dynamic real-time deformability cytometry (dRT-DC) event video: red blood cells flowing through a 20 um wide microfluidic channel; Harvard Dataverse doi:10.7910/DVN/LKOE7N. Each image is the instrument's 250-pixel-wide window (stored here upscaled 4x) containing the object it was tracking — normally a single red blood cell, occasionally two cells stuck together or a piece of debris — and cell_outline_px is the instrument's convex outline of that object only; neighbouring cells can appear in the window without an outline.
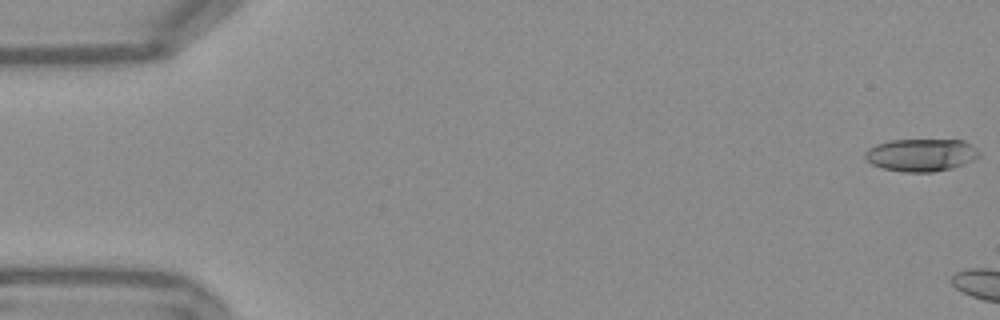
{"species": "Egyptian fruit bat (a non-hibernating species)", "species_latin": "Rousettus aegyptiacus", "temperature_condition": "warm", "stored_images_in_passage": 6, "camera_frame_rate_fps": 3000, "um_per_image_px": 0.085, "frame": {"image": 1, "passage_image": 1, "time_ms": 0.0, "image_size_px": [1000, 320], "cell_outline_px": [[980, 156], [964, 164], [952, 168], [932, 172], [904, 172], [880, 168], [864, 160], [864, 152], [868, 148], [876, 144], [892, 140], [964, 140], [972, 144], [980, 152]], "centroid_in_image_um": [78.27, 13.17], "position_along_channel_um": 6.7, "area_um2": 21.91}}